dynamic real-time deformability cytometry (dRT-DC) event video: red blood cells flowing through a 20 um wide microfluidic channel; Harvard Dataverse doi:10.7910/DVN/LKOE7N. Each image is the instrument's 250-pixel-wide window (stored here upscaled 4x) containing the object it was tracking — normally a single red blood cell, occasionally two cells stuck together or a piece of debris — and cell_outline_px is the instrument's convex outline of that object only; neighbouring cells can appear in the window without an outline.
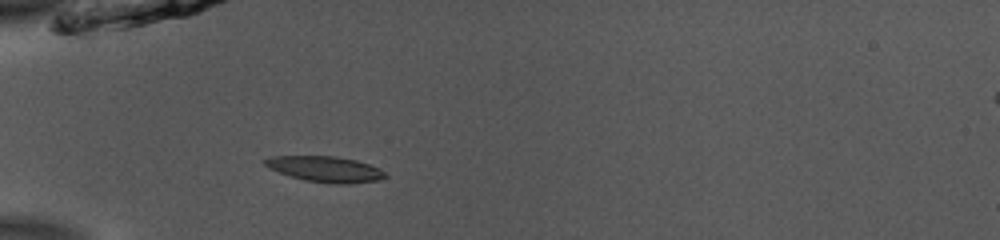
{"species": "common noctule bat (a hibernating species)", "species_latin": "Nyctalus noctula", "temperature_condition": "room temperature", "stored_images_in_passage": 36, "camera_frame_rate_fps": 3000, "um_per_image_px": 0.085, "animal": {"sex": "male", "body_mass_g": 13.0, "forearm_length_mm": 53.1}, "frame": {"image": 1, "passage_image": 1, "time_ms": 0.0, "image_size_px": [1000, 240], "cell_outline_px": [[388, 176], [380, 180], [348, 184], [340, 184], [304, 180], [268, 168], [264, 164], [264, 160], [272, 156], [336, 156], [356, 160], [368, 164], [384, 172]], "centroid_in_image_um": [27.66, 14.37], "position_along_channel_um": 57.3, "area_um2": 17.8}}
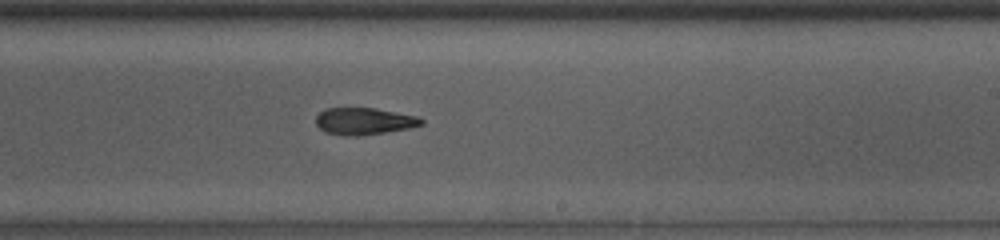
{"frame": {"image": 2, "passage_image": 17, "time_ms": 5.333, "image_size_px": [1000, 240], "cell_outline_px": [[424, 124], [408, 128], [384, 132], [356, 136], [344, 136], [324, 132], [316, 124], [316, 116], [320, 112], [328, 108], [376, 108], [416, 116], [424, 120]], "centroid_in_image_um": [30.93, 10.3], "position_along_channel_um": 258.1, "area_um2": 16.47}}
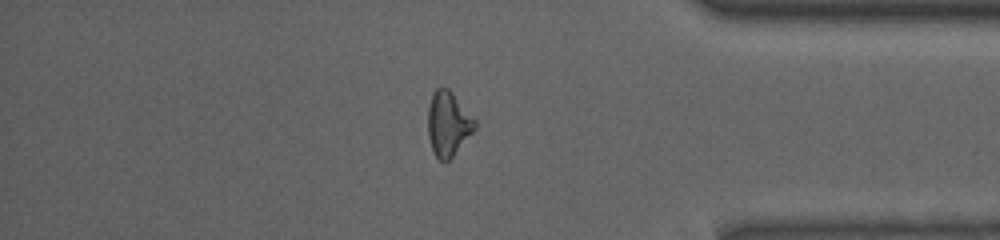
{"frame": {"image": 3, "passage_image": 29, "time_ms": 9.333, "image_size_px": [1000, 240], "cell_outline_px": [[476, 128], [452, 156], [448, 160], [440, 160], [432, 152], [428, 136], [428, 108], [432, 92], [436, 88], [448, 88], [452, 92], [476, 120]], "centroid_in_image_um": [38.08, 10.5], "position_along_channel_um": 397.1, "area_um2": 17.51}, "authors_computed_cell_mechanics": {"area_um2": 17.3978, "velocity_mm_per_s": 3.8855, "shape_relaxation_time_tau1_ms": null, "shape_relaxation_time_tau2_ms": 5.6109, "deformation_change_tau1": null, "deformation_change_tau2": 0.1484}}